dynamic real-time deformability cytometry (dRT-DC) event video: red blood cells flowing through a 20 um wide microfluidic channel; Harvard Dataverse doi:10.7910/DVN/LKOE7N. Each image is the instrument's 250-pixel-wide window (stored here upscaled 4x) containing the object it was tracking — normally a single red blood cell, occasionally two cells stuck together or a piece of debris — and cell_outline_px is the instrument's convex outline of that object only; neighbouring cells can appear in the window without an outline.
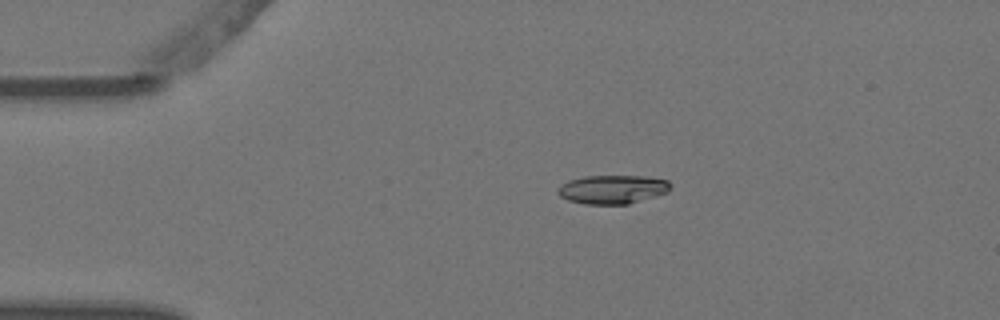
{"species": "Egyptian fruit bat (a non-hibernating species)", "species_latin": "Rousettus aegyptiacus", "temperature_condition": "warm", "stored_images_in_passage": 5, "camera_frame_rate_fps": 3000, "um_per_image_px": 0.085, "animal": {"sex": "female"}, "frame": {"image": 1, "passage_image": 5, "time_ms": 1.333, "image_size_px": [1000, 320], "cell_outline_px": [[672, 184], [668, 192], [656, 196], [628, 204], [584, 204], [568, 200], [560, 196], [556, 192], [556, 188], [560, 184], [568, 180], [584, 176], [648, 176], [668, 180]], "centroid_in_image_um": [52.05, 16.09], "position_along_channel_um": 33.0, "area_um2": 19.13}}